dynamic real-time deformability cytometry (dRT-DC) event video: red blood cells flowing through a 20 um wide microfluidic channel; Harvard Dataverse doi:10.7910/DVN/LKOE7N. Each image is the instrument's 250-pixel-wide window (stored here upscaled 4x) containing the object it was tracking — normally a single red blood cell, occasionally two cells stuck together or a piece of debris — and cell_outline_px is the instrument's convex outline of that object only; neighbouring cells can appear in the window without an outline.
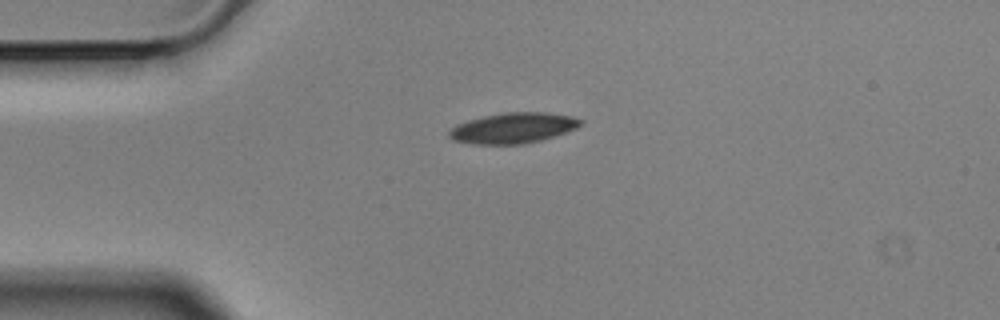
{"species": "Egyptian fruit bat (a non-hibernating species)", "species_latin": "Rousettus aegyptiacus", "temperature_condition": "cold", "stored_images_in_passage": 2, "camera_frame_rate_fps": 3000, "um_per_image_px": 0.085, "animal": {"sex": "male"}, "frame": {"image": 1, "passage_image": 1, "time_ms": 0.0, "image_size_px": [1000, 320], "cell_outline_px": [[584, 120], [576, 128], [540, 140], [524, 144], [472, 144], [452, 140], [448, 136], [448, 132], [456, 124], [468, 120], [484, 116], [504, 112], [548, 112], [572, 116]], "centroid_in_image_um": [43.58, 10.87], "position_along_channel_um": 41.4, "area_um2": 23.35}}